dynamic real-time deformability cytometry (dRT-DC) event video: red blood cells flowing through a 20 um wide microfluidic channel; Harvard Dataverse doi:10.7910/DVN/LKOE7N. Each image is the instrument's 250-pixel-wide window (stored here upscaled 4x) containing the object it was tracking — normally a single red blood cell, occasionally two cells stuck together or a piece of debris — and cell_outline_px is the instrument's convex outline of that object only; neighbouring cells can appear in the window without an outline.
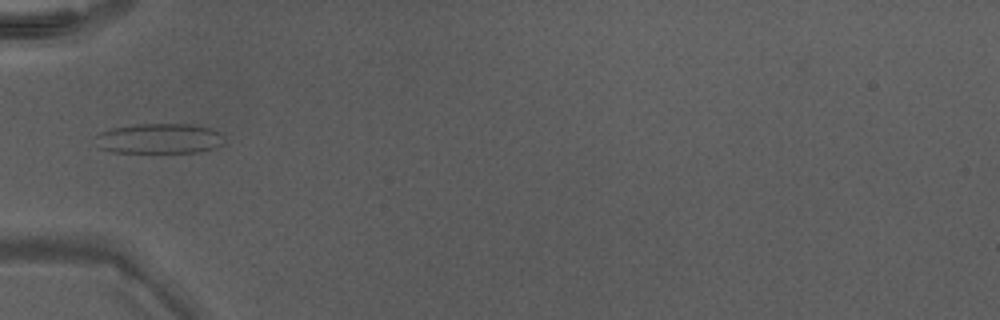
{"species": "Egyptian fruit bat (a non-hibernating species)", "species_latin": "Rousettus aegyptiacus", "temperature_condition": "warm", "stored_images_in_passage": 19, "camera_frame_rate_fps": 3000, "um_per_image_px": 0.085, "animal": {"sex": "male"}, "frame": {"image": 1, "passage_image": 1, "time_ms": 0.0, "image_size_px": [1000, 320], "cell_outline_px": [[224, 144], [200, 152], [112, 152], [100, 148], [96, 136], [100, 132], [112, 128], [136, 124], [192, 124], [208, 128], [220, 132], [224, 136]], "centroid_in_image_um": [13.57, 11.77], "position_along_channel_um": 71.4, "area_um2": 22.54}}
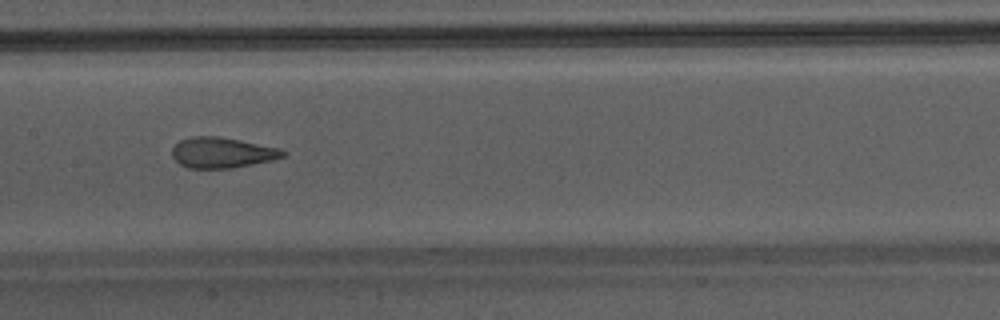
{"frame": {"image": 2, "passage_image": 9, "time_ms": 2.667, "image_size_px": [1000, 320], "cell_outline_px": [[288, 152], [284, 156], [272, 160], [232, 168], [188, 168], [180, 164], [172, 156], [172, 148], [180, 140], [192, 136], [216, 136], [240, 140], [280, 148]], "centroid_in_image_um": [18.88, 12.97], "position_along_channel_um": 188.5, "area_um2": 19.71}}